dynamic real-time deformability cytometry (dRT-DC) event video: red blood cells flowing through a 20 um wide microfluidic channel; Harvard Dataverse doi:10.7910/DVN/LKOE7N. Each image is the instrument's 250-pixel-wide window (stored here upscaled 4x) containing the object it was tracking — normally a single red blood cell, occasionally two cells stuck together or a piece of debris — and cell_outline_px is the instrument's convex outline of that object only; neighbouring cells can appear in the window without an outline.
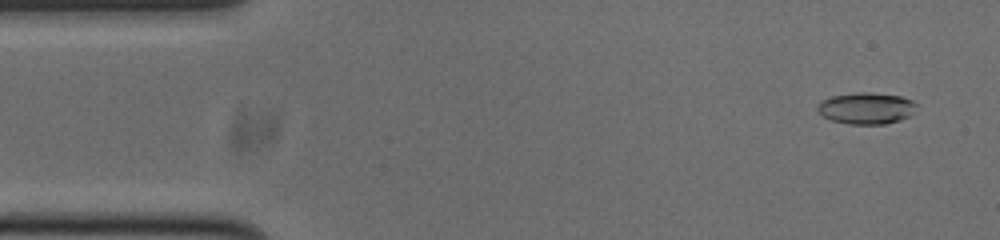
{"species": "common noctule bat (a hibernating species)", "species_latin": "Nyctalus noctula", "temperature_condition": "cold", "stored_images_in_passage": 53, "camera_frame_rate_fps": 3000, "um_per_image_px": 0.085, "animal": {"sex": "male", "body_mass_g": 20.0, "forearm_length_mm": 53.3}, "frame": {"image": 1, "passage_image": 3, "time_ms": 0.667, "image_size_px": [1000, 240], "cell_outline_px": [[916, 104], [912, 116], [900, 120], [884, 124], [848, 124], [832, 120], [824, 116], [816, 108], [824, 100], [832, 96], [856, 92], [868, 92], [900, 96], [912, 100]], "centroid_in_image_um": [73.67, 9.2], "position_along_channel_um": 11.3, "area_um2": 18.03}}
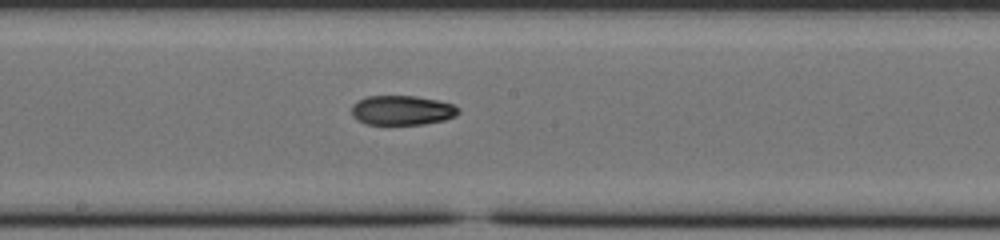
{"frame": {"image": 2, "passage_image": 27, "time_ms": 8.667, "image_size_px": [1000, 240], "cell_outline_px": [[460, 112], [456, 116], [444, 120], [424, 124], [364, 124], [356, 120], [352, 116], [352, 104], [356, 100], [368, 96], [416, 96], [436, 100], [452, 104], [460, 108]], "centroid_in_image_um": [34.15, 9.37], "position_along_channel_um": 214.0, "area_um2": 18.55}}
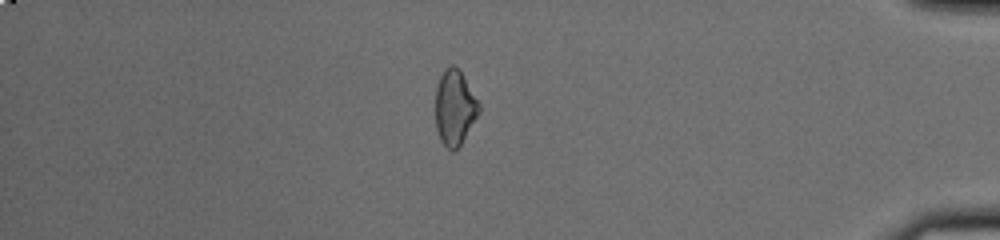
{"frame": {"image": 3, "passage_image": 45, "time_ms": 14.667, "image_size_px": [1000, 240], "cell_outline_px": [[480, 112], [460, 144], [452, 152], [440, 140], [436, 128], [436, 84], [444, 68], [452, 64], [456, 64], [460, 68], [480, 104]], "centroid_in_image_um": [38.65, 9.08], "position_along_channel_um": 396.6, "area_um2": 19.19}}